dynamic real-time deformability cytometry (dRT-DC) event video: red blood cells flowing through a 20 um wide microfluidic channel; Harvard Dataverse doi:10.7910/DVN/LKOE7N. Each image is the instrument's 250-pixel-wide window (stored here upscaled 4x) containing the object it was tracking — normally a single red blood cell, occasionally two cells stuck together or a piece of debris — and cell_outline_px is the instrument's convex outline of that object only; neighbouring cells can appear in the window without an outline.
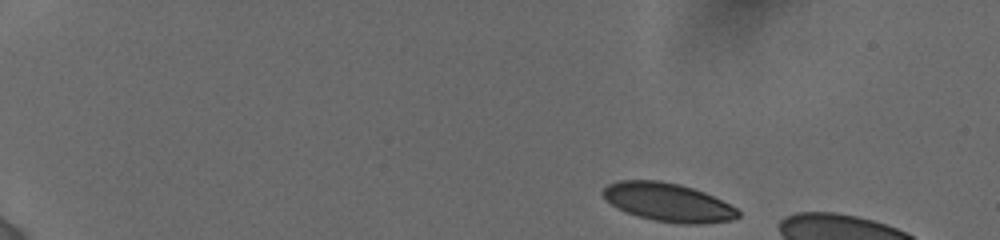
{"species": "human", "species_latin": "Homo sapiens", "temperature_condition": "cold", "stored_images_in_passage": 9, "camera_frame_rate_fps": 3000, "um_per_image_px": 0.085, "donor": {"sex": "female"}, "frame": {"image": 1, "passage_image": 1, "time_ms": 0.0, "image_size_px": [1000, 240], "cell_outline_px": [[740, 216], [732, 220], [704, 224], [680, 224], [656, 220], [640, 216], [616, 208], [600, 192], [608, 184], [620, 180], [660, 180], [680, 184], [704, 192], [736, 208], [740, 212]], "centroid_in_image_um": [56.79, 17.19], "position_along_channel_um": 28.2, "area_um2": 30.06}}